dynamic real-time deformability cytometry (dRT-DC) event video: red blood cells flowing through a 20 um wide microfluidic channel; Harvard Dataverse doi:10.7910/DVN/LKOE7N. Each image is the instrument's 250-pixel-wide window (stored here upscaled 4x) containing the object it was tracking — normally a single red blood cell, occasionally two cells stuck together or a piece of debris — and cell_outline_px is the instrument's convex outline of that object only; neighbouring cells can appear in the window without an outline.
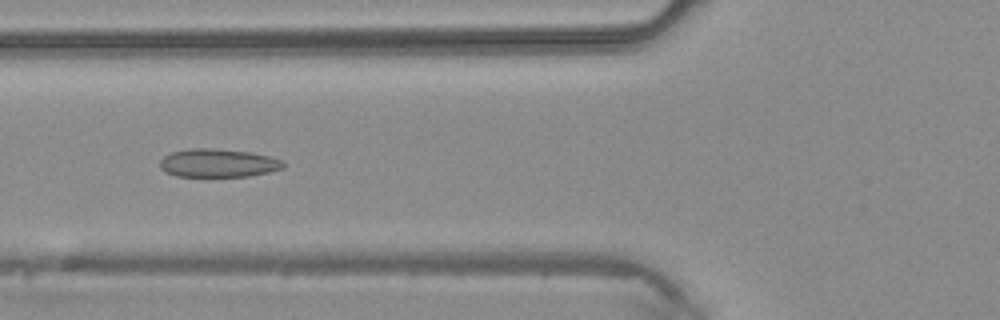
{"species": "common noctule bat (a hibernating species)", "species_latin": "Nyctalus noctula", "temperature_condition": "warm", "stored_images_in_passage": 35, "camera_frame_rate_fps": 3000, "um_per_image_px": 0.085, "animal": {"sex": "male", "body_mass_g": 20.4}, "frame": {"image": 1, "passage_image": 9, "time_ms": 2.667, "image_size_px": [1000, 320], "cell_outline_px": [[284, 168], [268, 172], [248, 176], [212, 180], [176, 176], [164, 172], [160, 168], [160, 160], [164, 156], [172, 152], [188, 148], [216, 148], [248, 152], [268, 156], [280, 160], [284, 164]], "centroid_in_image_um": [18.46, 13.91], "position_along_channel_um": 107.3, "area_um2": 21.33}}
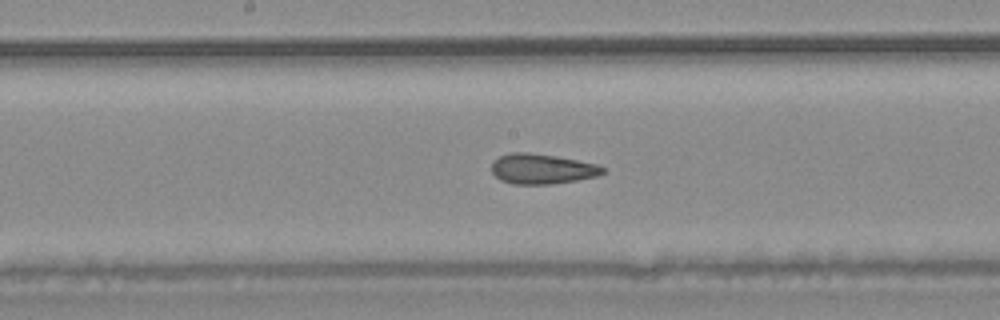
{"frame": {"image": 2, "passage_image": 15, "time_ms": 4.667, "image_size_px": [1000, 320], "cell_outline_px": [[604, 172], [596, 176], [576, 180], [552, 184], [512, 184], [500, 180], [492, 172], [492, 160], [500, 156], [512, 152], [528, 152], [556, 156], [596, 164], [604, 168]], "centroid_in_image_um": [46.02, 14.35], "position_along_channel_um": 202.2, "area_um2": 19.42}}
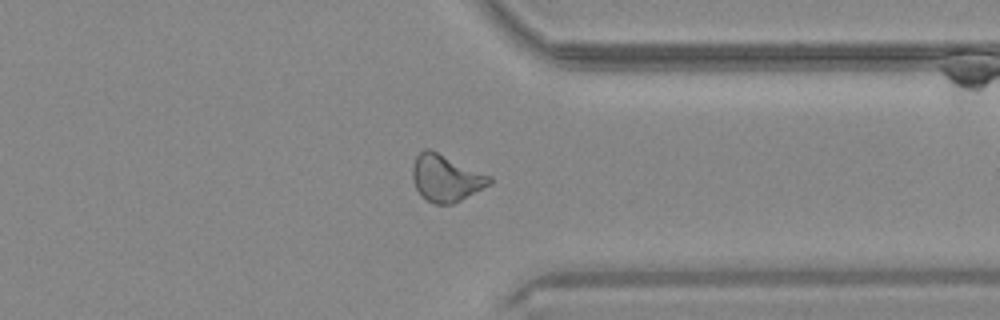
{"frame": {"image": 3, "passage_image": 26, "time_ms": 8.333, "image_size_px": [1000, 320], "cell_outline_px": [[492, 184], [452, 204], [436, 204], [420, 196], [412, 180], [412, 164], [416, 156], [424, 148], [428, 148], [492, 176]], "centroid_in_image_um": [37.89, 15.13], "position_along_channel_um": 373.5, "area_um2": 21.04}}